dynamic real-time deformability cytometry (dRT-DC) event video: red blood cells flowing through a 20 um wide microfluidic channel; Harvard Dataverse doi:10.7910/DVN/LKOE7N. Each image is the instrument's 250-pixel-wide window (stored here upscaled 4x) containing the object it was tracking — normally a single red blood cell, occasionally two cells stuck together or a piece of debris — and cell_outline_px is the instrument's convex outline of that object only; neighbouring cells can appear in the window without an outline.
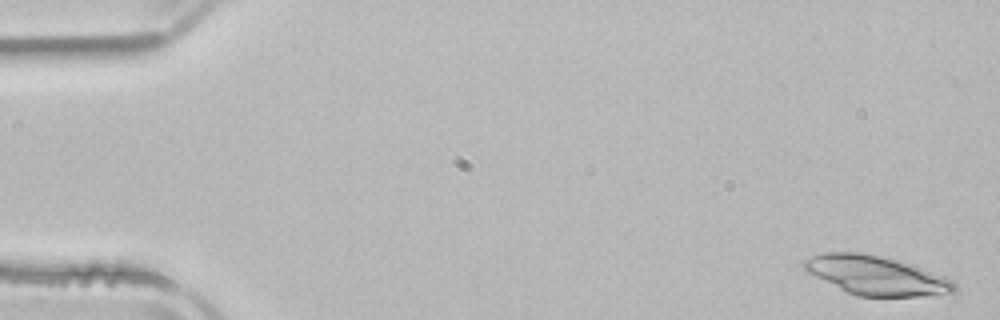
{"species": "common noctule bat (a hibernating species)", "species_latin": "Nyctalus noctula", "temperature_condition": "room temperature", "stored_images_in_passage": 4, "camera_frame_rate_fps": 3000, "um_per_image_px": 0.085, "animal": {"sex": "male", "body_mass_g": 21.5, "forearm_length_mm": 52.0}, "frame": {"image": 1, "passage_image": 1, "time_ms": 0.0, "image_size_px": [1000, 320], "cell_outline_px": [[956, 292], [920, 296], [856, 296], [844, 292], [808, 272], [804, 268], [804, 260], [812, 256], [824, 252], [860, 252], [880, 256], [944, 276], [952, 280], [956, 284]], "centroid_in_image_um": [74.43, 23.43], "position_along_channel_um": 10.6, "area_um2": 33.58}}